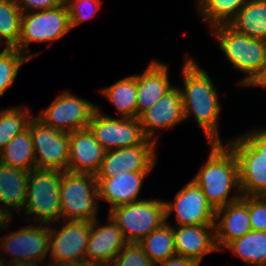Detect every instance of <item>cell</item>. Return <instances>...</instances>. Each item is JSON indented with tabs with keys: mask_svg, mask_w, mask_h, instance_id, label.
<instances>
[{
	"mask_svg": "<svg viewBox=\"0 0 266 266\" xmlns=\"http://www.w3.org/2000/svg\"><path fill=\"white\" fill-rule=\"evenodd\" d=\"M227 25L250 38L266 41V0L248 1Z\"/></svg>",
	"mask_w": 266,
	"mask_h": 266,
	"instance_id": "24",
	"label": "cell"
},
{
	"mask_svg": "<svg viewBox=\"0 0 266 266\" xmlns=\"http://www.w3.org/2000/svg\"><path fill=\"white\" fill-rule=\"evenodd\" d=\"M101 2V0H67L65 5L70 18L71 29L96 15L101 8Z\"/></svg>",
	"mask_w": 266,
	"mask_h": 266,
	"instance_id": "33",
	"label": "cell"
},
{
	"mask_svg": "<svg viewBox=\"0 0 266 266\" xmlns=\"http://www.w3.org/2000/svg\"><path fill=\"white\" fill-rule=\"evenodd\" d=\"M154 266H200L197 262L181 255H174L164 261L157 262Z\"/></svg>",
	"mask_w": 266,
	"mask_h": 266,
	"instance_id": "38",
	"label": "cell"
},
{
	"mask_svg": "<svg viewBox=\"0 0 266 266\" xmlns=\"http://www.w3.org/2000/svg\"><path fill=\"white\" fill-rule=\"evenodd\" d=\"M128 243H138L166 222L165 203L161 199H142L109 211Z\"/></svg>",
	"mask_w": 266,
	"mask_h": 266,
	"instance_id": "6",
	"label": "cell"
},
{
	"mask_svg": "<svg viewBox=\"0 0 266 266\" xmlns=\"http://www.w3.org/2000/svg\"><path fill=\"white\" fill-rule=\"evenodd\" d=\"M29 171L13 168L0 163V207H2L10 217L23 211ZM18 211V212H17Z\"/></svg>",
	"mask_w": 266,
	"mask_h": 266,
	"instance_id": "23",
	"label": "cell"
},
{
	"mask_svg": "<svg viewBox=\"0 0 266 266\" xmlns=\"http://www.w3.org/2000/svg\"><path fill=\"white\" fill-rule=\"evenodd\" d=\"M60 202L61 220H95L100 202L95 175L64 171L60 184Z\"/></svg>",
	"mask_w": 266,
	"mask_h": 266,
	"instance_id": "5",
	"label": "cell"
},
{
	"mask_svg": "<svg viewBox=\"0 0 266 266\" xmlns=\"http://www.w3.org/2000/svg\"><path fill=\"white\" fill-rule=\"evenodd\" d=\"M142 129L146 137L157 142L158 130L171 129L185 120L180 89L174 86L150 109L140 117Z\"/></svg>",
	"mask_w": 266,
	"mask_h": 266,
	"instance_id": "18",
	"label": "cell"
},
{
	"mask_svg": "<svg viewBox=\"0 0 266 266\" xmlns=\"http://www.w3.org/2000/svg\"><path fill=\"white\" fill-rule=\"evenodd\" d=\"M32 118L31 110L25 105L0 110V151L17 134L28 128Z\"/></svg>",
	"mask_w": 266,
	"mask_h": 266,
	"instance_id": "31",
	"label": "cell"
},
{
	"mask_svg": "<svg viewBox=\"0 0 266 266\" xmlns=\"http://www.w3.org/2000/svg\"><path fill=\"white\" fill-rule=\"evenodd\" d=\"M44 263H39V262H22V263H16L10 266H46Z\"/></svg>",
	"mask_w": 266,
	"mask_h": 266,
	"instance_id": "41",
	"label": "cell"
},
{
	"mask_svg": "<svg viewBox=\"0 0 266 266\" xmlns=\"http://www.w3.org/2000/svg\"><path fill=\"white\" fill-rule=\"evenodd\" d=\"M175 226L173 234L176 255L190 258L200 265L205 255L219 252L215 241V225Z\"/></svg>",
	"mask_w": 266,
	"mask_h": 266,
	"instance_id": "19",
	"label": "cell"
},
{
	"mask_svg": "<svg viewBox=\"0 0 266 266\" xmlns=\"http://www.w3.org/2000/svg\"><path fill=\"white\" fill-rule=\"evenodd\" d=\"M104 154V148L95 140L89 128L69 133L68 171L95 175Z\"/></svg>",
	"mask_w": 266,
	"mask_h": 266,
	"instance_id": "22",
	"label": "cell"
},
{
	"mask_svg": "<svg viewBox=\"0 0 266 266\" xmlns=\"http://www.w3.org/2000/svg\"><path fill=\"white\" fill-rule=\"evenodd\" d=\"M235 153L242 195L266 196V159L242 134L225 142Z\"/></svg>",
	"mask_w": 266,
	"mask_h": 266,
	"instance_id": "14",
	"label": "cell"
},
{
	"mask_svg": "<svg viewBox=\"0 0 266 266\" xmlns=\"http://www.w3.org/2000/svg\"><path fill=\"white\" fill-rule=\"evenodd\" d=\"M58 223L52 224L55 225L54 228L49 225V261L58 263L85 262L91 222L61 220V223L60 221ZM56 225L62 226H59V229Z\"/></svg>",
	"mask_w": 266,
	"mask_h": 266,
	"instance_id": "12",
	"label": "cell"
},
{
	"mask_svg": "<svg viewBox=\"0 0 266 266\" xmlns=\"http://www.w3.org/2000/svg\"><path fill=\"white\" fill-rule=\"evenodd\" d=\"M210 31L218 39L226 60L246 75L237 85L254 88L266 71V41L238 33L228 25L215 26Z\"/></svg>",
	"mask_w": 266,
	"mask_h": 266,
	"instance_id": "3",
	"label": "cell"
},
{
	"mask_svg": "<svg viewBox=\"0 0 266 266\" xmlns=\"http://www.w3.org/2000/svg\"><path fill=\"white\" fill-rule=\"evenodd\" d=\"M0 163L29 172L36 168L30 123L0 151Z\"/></svg>",
	"mask_w": 266,
	"mask_h": 266,
	"instance_id": "26",
	"label": "cell"
},
{
	"mask_svg": "<svg viewBox=\"0 0 266 266\" xmlns=\"http://www.w3.org/2000/svg\"><path fill=\"white\" fill-rule=\"evenodd\" d=\"M251 228L266 232V196H248Z\"/></svg>",
	"mask_w": 266,
	"mask_h": 266,
	"instance_id": "35",
	"label": "cell"
},
{
	"mask_svg": "<svg viewBox=\"0 0 266 266\" xmlns=\"http://www.w3.org/2000/svg\"><path fill=\"white\" fill-rule=\"evenodd\" d=\"M63 173L64 171L57 169L37 168L29 172L23 208L25 213H22V219L26 216L29 224L43 225H52L60 221V184Z\"/></svg>",
	"mask_w": 266,
	"mask_h": 266,
	"instance_id": "4",
	"label": "cell"
},
{
	"mask_svg": "<svg viewBox=\"0 0 266 266\" xmlns=\"http://www.w3.org/2000/svg\"><path fill=\"white\" fill-rule=\"evenodd\" d=\"M97 106L85 98L64 91L36 117L57 131L71 133L88 128Z\"/></svg>",
	"mask_w": 266,
	"mask_h": 266,
	"instance_id": "10",
	"label": "cell"
},
{
	"mask_svg": "<svg viewBox=\"0 0 266 266\" xmlns=\"http://www.w3.org/2000/svg\"><path fill=\"white\" fill-rule=\"evenodd\" d=\"M100 91L117 110V117L137 118V74L119 79Z\"/></svg>",
	"mask_w": 266,
	"mask_h": 266,
	"instance_id": "25",
	"label": "cell"
},
{
	"mask_svg": "<svg viewBox=\"0 0 266 266\" xmlns=\"http://www.w3.org/2000/svg\"><path fill=\"white\" fill-rule=\"evenodd\" d=\"M169 67L164 61L152 59L146 69L137 74V118L174 87L169 81Z\"/></svg>",
	"mask_w": 266,
	"mask_h": 266,
	"instance_id": "20",
	"label": "cell"
},
{
	"mask_svg": "<svg viewBox=\"0 0 266 266\" xmlns=\"http://www.w3.org/2000/svg\"><path fill=\"white\" fill-rule=\"evenodd\" d=\"M99 108L97 106L88 128L105 151L158 143L146 137L139 118H114L100 113Z\"/></svg>",
	"mask_w": 266,
	"mask_h": 266,
	"instance_id": "9",
	"label": "cell"
},
{
	"mask_svg": "<svg viewBox=\"0 0 266 266\" xmlns=\"http://www.w3.org/2000/svg\"><path fill=\"white\" fill-rule=\"evenodd\" d=\"M30 58L16 48L0 50V98L14 85L20 68Z\"/></svg>",
	"mask_w": 266,
	"mask_h": 266,
	"instance_id": "32",
	"label": "cell"
},
{
	"mask_svg": "<svg viewBox=\"0 0 266 266\" xmlns=\"http://www.w3.org/2000/svg\"><path fill=\"white\" fill-rule=\"evenodd\" d=\"M109 266H154L138 243H127Z\"/></svg>",
	"mask_w": 266,
	"mask_h": 266,
	"instance_id": "34",
	"label": "cell"
},
{
	"mask_svg": "<svg viewBox=\"0 0 266 266\" xmlns=\"http://www.w3.org/2000/svg\"><path fill=\"white\" fill-rule=\"evenodd\" d=\"M152 172H126L119 171L115 177L96 178L99 201L104 200L113 208L142 200L138 198L144 178Z\"/></svg>",
	"mask_w": 266,
	"mask_h": 266,
	"instance_id": "21",
	"label": "cell"
},
{
	"mask_svg": "<svg viewBox=\"0 0 266 266\" xmlns=\"http://www.w3.org/2000/svg\"><path fill=\"white\" fill-rule=\"evenodd\" d=\"M0 237V266L22 262L45 263L49 255V225L31 223ZM11 256L9 261L5 254ZM1 254H3L1 256Z\"/></svg>",
	"mask_w": 266,
	"mask_h": 266,
	"instance_id": "8",
	"label": "cell"
},
{
	"mask_svg": "<svg viewBox=\"0 0 266 266\" xmlns=\"http://www.w3.org/2000/svg\"><path fill=\"white\" fill-rule=\"evenodd\" d=\"M71 30L65 4L49 10L22 14L20 39L16 49L33 59L42 52L28 54L32 42H48V46H51L54 41L62 39Z\"/></svg>",
	"mask_w": 266,
	"mask_h": 266,
	"instance_id": "7",
	"label": "cell"
},
{
	"mask_svg": "<svg viewBox=\"0 0 266 266\" xmlns=\"http://www.w3.org/2000/svg\"><path fill=\"white\" fill-rule=\"evenodd\" d=\"M30 135L37 169L68 171L69 133L57 131L34 116Z\"/></svg>",
	"mask_w": 266,
	"mask_h": 266,
	"instance_id": "11",
	"label": "cell"
},
{
	"mask_svg": "<svg viewBox=\"0 0 266 266\" xmlns=\"http://www.w3.org/2000/svg\"><path fill=\"white\" fill-rule=\"evenodd\" d=\"M226 249L245 264L260 266L266 262V232L251 230L232 241L224 251Z\"/></svg>",
	"mask_w": 266,
	"mask_h": 266,
	"instance_id": "27",
	"label": "cell"
},
{
	"mask_svg": "<svg viewBox=\"0 0 266 266\" xmlns=\"http://www.w3.org/2000/svg\"><path fill=\"white\" fill-rule=\"evenodd\" d=\"M198 16L209 24V29L227 25L237 12L250 0H196Z\"/></svg>",
	"mask_w": 266,
	"mask_h": 266,
	"instance_id": "29",
	"label": "cell"
},
{
	"mask_svg": "<svg viewBox=\"0 0 266 266\" xmlns=\"http://www.w3.org/2000/svg\"><path fill=\"white\" fill-rule=\"evenodd\" d=\"M170 201L164 200L166 221L175 213L176 224L214 225L216 210L193 179L186 183Z\"/></svg>",
	"mask_w": 266,
	"mask_h": 266,
	"instance_id": "13",
	"label": "cell"
},
{
	"mask_svg": "<svg viewBox=\"0 0 266 266\" xmlns=\"http://www.w3.org/2000/svg\"><path fill=\"white\" fill-rule=\"evenodd\" d=\"M98 220L96 218L91 222L85 262L93 266H109L128 242L110 216L105 225Z\"/></svg>",
	"mask_w": 266,
	"mask_h": 266,
	"instance_id": "16",
	"label": "cell"
},
{
	"mask_svg": "<svg viewBox=\"0 0 266 266\" xmlns=\"http://www.w3.org/2000/svg\"><path fill=\"white\" fill-rule=\"evenodd\" d=\"M13 217H10V215L2 208L0 207V230L2 229H9L7 228L9 226V224L13 221L12 220Z\"/></svg>",
	"mask_w": 266,
	"mask_h": 266,
	"instance_id": "39",
	"label": "cell"
},
{
	"mask_svg": "<svg viewBox=\"0 0 266 266\" xmlns=\"http://www.w3.org/2000/svg\"><path fill=\"white\" fill-rule=\"evenodd\" d=\"M209 145L208 160L192 179L201 188L211 206L217 210L240 199L242 193L238 163L233 150L225 142Z\"/></svg>",
	"mask_w": 266,
	"mask_h": 266,
	"instance_id": "2",
	"label": "cell"
},
{
	"mask_svg": "<svg viewBox=\"0 0 266 266\" xmlns=\"http://www.w3.org/2000/svg\"><path fill=\"white\" fill-rule=\"evenodd\" d=\"M254 87L266 88V71L263 77L257 82V84Z\"/></svg>",
	"mask_w": 266,
	"mask_h": 266,
	"instance_id": "42",
	"label": "cell"
},
{
	"mask_svg": "<svg viewBox=\"0 0 266 266\" xmlns=\"http://www.w3.org/2000/svg\"><path fill=\"white\" fill-rule=\"evenodd\" d=\"M23 14L49 10L65 4L64 0H15Z\"/></svg>",
	"mask_w": 266,
	"mask_h": 266,
	"instance_id": "36",
	"label": "cell"
},
{
	"mask_svg": "<svg viewBox=\"0 0 266 266\" xmlns=\"http://www.w3.org/2000/svg\"><path fill=\"white\" fill-rule=\"evenodd\" d=\"M157 144H140L105 151L100 168L95 174L96 178L117 176L119 171L126 172H152L157 164Z\"/></svg>",
	"mask_w": 266,
	"mask_h": 266,
	"instance_id": "15",
	"label": "cell"
},
{
	"mask_svg": "<svg viewBox=\"0 0 266 266\" xmlns=\"http://www.w3.org/2000/svg\"><path fill=\"white\" fill-rule=\"evenodd\" d=\"M214 225L219 251H224L232 241L250 232L252 228L248 213V196L242 195L240 199L218 208Z\"/></svg>",
	"mask_w": 266,
	"mask_h": 266,
	"instance_id": "17",
	"label": "cell"
},
{
	"mask_svg": "<svg viewBox=\"0 0 266 266\" xmlns=\"http://www.w3.org/2000/svg\"><path fill=\"white\" fill-rule=\"evenodd\" d=\"M22 11L15 0H0V47L16 48L21 33Z\"/></svg>",
	"mask_w": 266,
	"mask_h": 266,
	"instance_id": "30",
	"label": "cell"
},
{
	"mask_svg": "<svg viewBox=\"0 0 266 266\" xmlns=\"http://www.w3.org/2000/svg\"><path fill=\"white\" fill-rule=\"evenodd\" d=\"M46 266H93L86 262H79V263H58V262H46Z\"/></svg>",
	"mask_w": 266,
	"mask_h": 266,
	"instance_id": "40",
	"label": "cell"
},
{
	"mask_svg": "<svg viewBox=\"0 0 266 266\" xmlns=\"http://www.w3.org/2000/svg\"><path fill=\"white\" fill-rule=\"evenodd\" d=\"M138 244L154 264L176 255L173 225L166 221Z\"/></svg>",
	"mask_w": 266,
	"mask_h": 266,
	"instance_id": "28",
	"label": "cell"
},
{
	"mask_svg": "<svg viewBox=\"0 0 266 266\" xmlns=\"http://www.w3.org/2000/svg\"><path fill=\"white\" fill-rule=\"evenodd\" d=\"M187 53L181 68L183 88H180L185 120L192 117L202 129L208 143H223L218 130L221 111L218 89L195 58Z\"/></svg>",
	"mask_w": 266,
	"mask_h": 266,
	"instance_id": "1",
	"label": "cell"
},
{
	"mask_svg": "<svg viewBox=\"0 0 266 266\" xmlns=\"http://www.w3.org/2000/svg\"><path fill=\"white\" fill-rule=\"evenodd\" d=\"M266 159V127L252 128L242 134Z\"/></svg>",
	"mask_w": 266,
	"mask_h": 266,
	"instance_id": "37",
	"label": "cell"
}]
</instances>
